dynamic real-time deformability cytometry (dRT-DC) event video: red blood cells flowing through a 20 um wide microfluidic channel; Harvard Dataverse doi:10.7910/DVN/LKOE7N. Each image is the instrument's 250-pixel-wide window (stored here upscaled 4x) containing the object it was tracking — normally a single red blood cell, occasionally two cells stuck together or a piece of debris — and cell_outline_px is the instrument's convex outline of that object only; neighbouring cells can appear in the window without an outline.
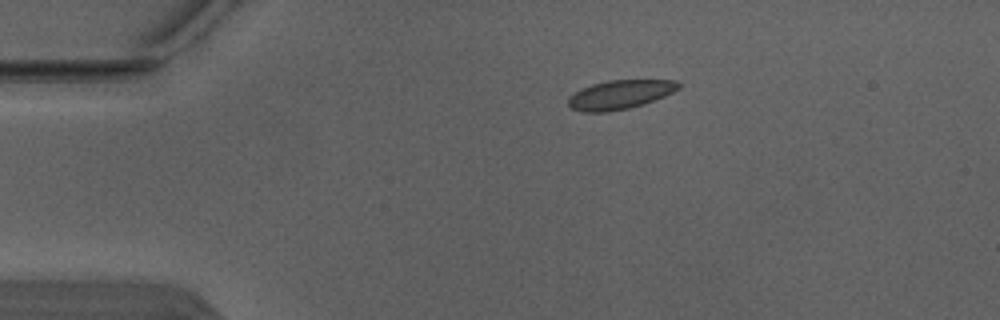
{"species": "Egyptian fruit bat (a non-hibernating species)", "species_latin": "Rousettus aegyptiacus", "temperature_condition": "warm", "stored_images_in_passage": 5, "camera_frame_rate_fps": 3000, "um_per_image_px": 0.085, "animal": {"sex": "male"}, "frame": {"image": 1, "passage_image": 3, "time_ms": 0.667, "image_size_px": [1000, 320], "cell_outline_px": [[680, 88], [664, 96], [644, 104], [628, 108], [608, 112], [584, 112], [572, 108], [568, 104], [568, 96], [592, 84], [608, 80], [676, 80], [680, 84]], "centroid_in_image_um": [52.7, 8.04], "position_along_channel_um": 32.3, "area_um2": 18.5}}
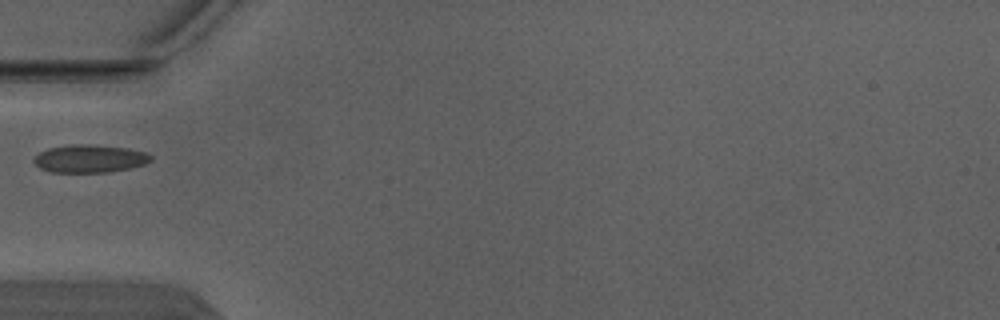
{"frame": {"image": 2, "passage_image": 5, "time_ms": 1.333, "image_size_px": [1000, 320], "cell_outline_px": [[152, 160], [144, 164], [128, 168], [108, 172], [52, 172], [40, 168], [32, 160], [40, 152], [48, 148], [72, 144], [88, 144], [128, 148], [144, 152], [152, 156]], "centroid_in_image_um": [7.61, 13.48], "position_along_channel_um": 77.4, "area_um2": 18.84}}